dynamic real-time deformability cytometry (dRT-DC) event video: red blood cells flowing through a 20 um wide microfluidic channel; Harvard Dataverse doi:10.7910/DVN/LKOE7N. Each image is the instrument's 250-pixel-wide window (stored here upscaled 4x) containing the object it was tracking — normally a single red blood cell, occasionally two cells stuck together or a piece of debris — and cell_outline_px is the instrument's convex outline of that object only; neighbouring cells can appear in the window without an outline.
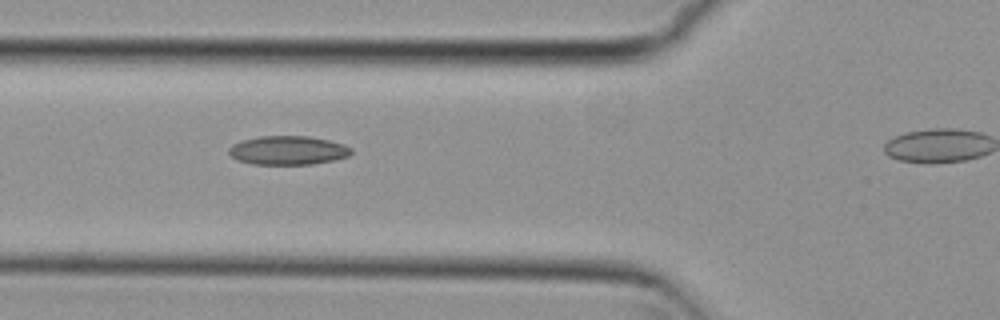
{"species": "common noctule bat (a hibernating species)", "species_latin": "Nyctalus noctula", "temperature_condition": "cold", "stored_images_in_passage": 5, "camera_frame_rate_fps": 3000, "um_per_image_px": 0.085, "animal": {"sex": "female", "body_mass_g": 29.2, "forearm_length_mm": 56.3}, "frame": {"image": 1, "passage_image": 3, "time_ms": 0.667, "image_size_px": [1000, 320], "cell_outline_px": [[352, 152], [348, 156], [336, 160], [312, 164], [252, 164], [236, 160], [228, 152], [228, 148], [232, 144], [240, 140], [260, 136], [308, 136], [328, 140], [344, 144], [352, 148]], "centroid_in_image_um": [24.46, 12.78], "position_along_channel_um": 101.3, "area_um2": 20.75}}
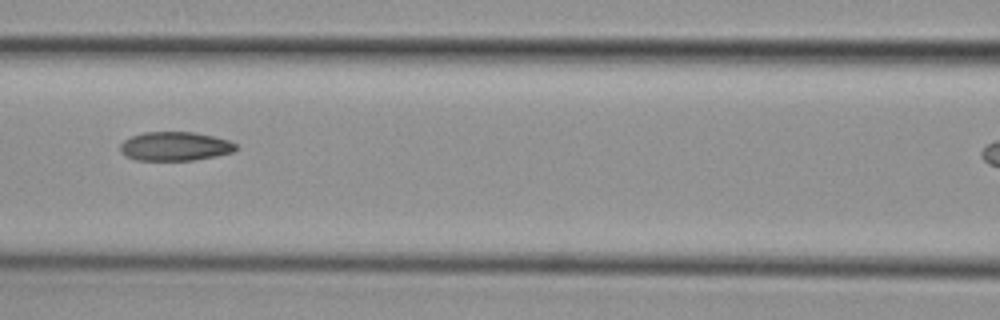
{"frame": {"image": 2, "passage_image": 4, "time_ms": 1.0, "image_size_px": [1000, 320], "cell_outline_px": [[236, 148], [232, 152], [216, 156], [192, 160], [136, 160], [124, 156], [120, 152], [120, 144], [124, 140], [132, 136], [144, 132], [196, 132], [216, 136], [228, 140], [236, 144]], "centroid_in_image_um": [14.86, 12.43], "position_along_channel_um": 151.7, "area_um2": 19.59}}